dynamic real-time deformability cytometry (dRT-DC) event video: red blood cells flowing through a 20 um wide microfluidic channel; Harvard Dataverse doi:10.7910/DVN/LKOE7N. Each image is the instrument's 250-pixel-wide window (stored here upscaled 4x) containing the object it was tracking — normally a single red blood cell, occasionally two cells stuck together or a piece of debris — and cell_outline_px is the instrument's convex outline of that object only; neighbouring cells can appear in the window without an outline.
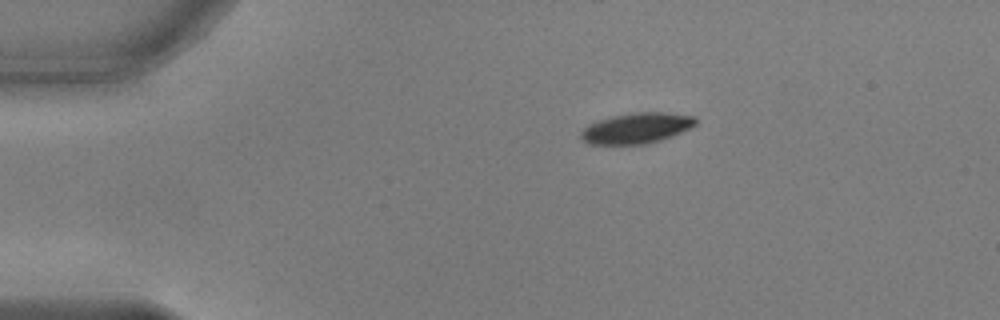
{"species": "common noctule bat (a hibernating species)", "species_latin": "Nyctalus noctula", "temperature_condition": "warm", "stored_images_in_passage": 34, "camera_frame_rate_fps": 3000, "um_per_image_px": 0.085, "animal": {"sex": "male", "body_mass_g": 17.9, "forearm_length_mm": 54.2}, "frame": {"image": 1, "passage_image": 1, "time_ms": 0.0, "image_size_px": [1000, 320], "cell_outline_px": [[696, 124], [680, 132], [660, 140], [644, 144], [588, 144], [580, 136], [580, 132], [588, 124], [612, 116], [632, 112], [664, 112], [696, 116]], "centroid_in_image_um": [54.09, 10.88], "position_along_channel_um": 30.9, "area_um2": 20.29}}
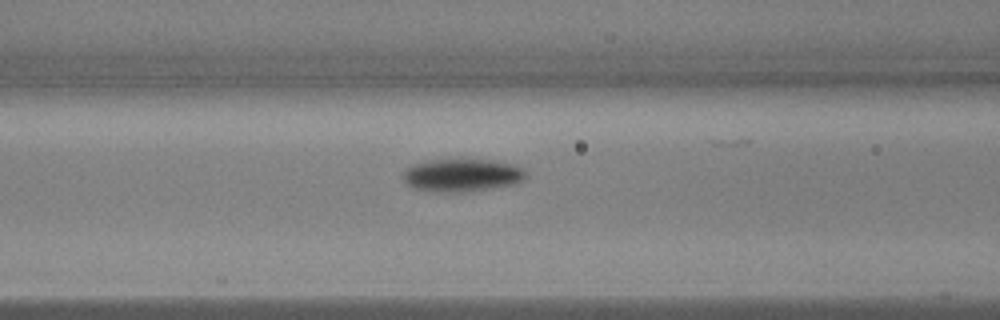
{"frame": {"image": 2, "passage_image": 13, "time_ms": 4.0, "image_size_px": [1000, 320], "cell_outline_px": [[528, 176], [524, 180], [516, 184], [492, 188], [460, 192], [424, 192], [408, 188], [404, 184], [400, 176], [412, 164], [432, 160], [492, 160], [512, 164], [524, 168]], "centroid_in_image_um": [39.22, 14.92], "position_along_channel_um": 127.4, "area_um2": 24.04}}
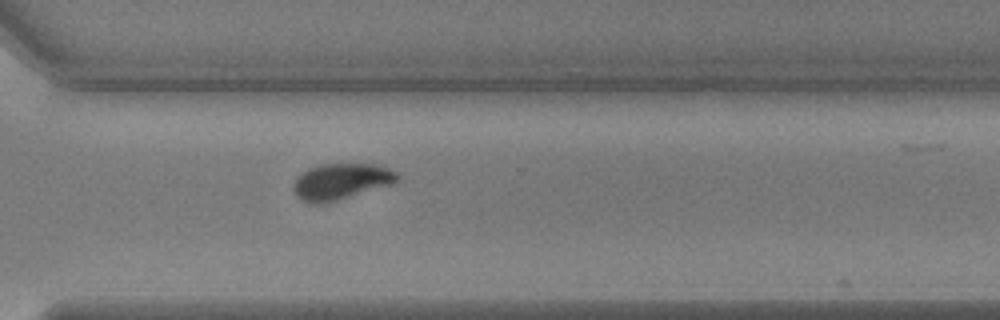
{"frame": {"image": 3, "passage_image": 30, "time_ms": 9.667, "image_size_px": [1000, 320], "cell_outline_px": [[400, 176], [392, 184], [328, 204], [312, 204], [300, 200], [296, 196], [292, 188], [292, 184], [308, 168], [320, 164], [376, 164], [388, 168], [396, 172]], "centroid_in_image_um": [28.97, 15.45], "position_along_channel_um": 341.6, "area_um2": 22.14}}